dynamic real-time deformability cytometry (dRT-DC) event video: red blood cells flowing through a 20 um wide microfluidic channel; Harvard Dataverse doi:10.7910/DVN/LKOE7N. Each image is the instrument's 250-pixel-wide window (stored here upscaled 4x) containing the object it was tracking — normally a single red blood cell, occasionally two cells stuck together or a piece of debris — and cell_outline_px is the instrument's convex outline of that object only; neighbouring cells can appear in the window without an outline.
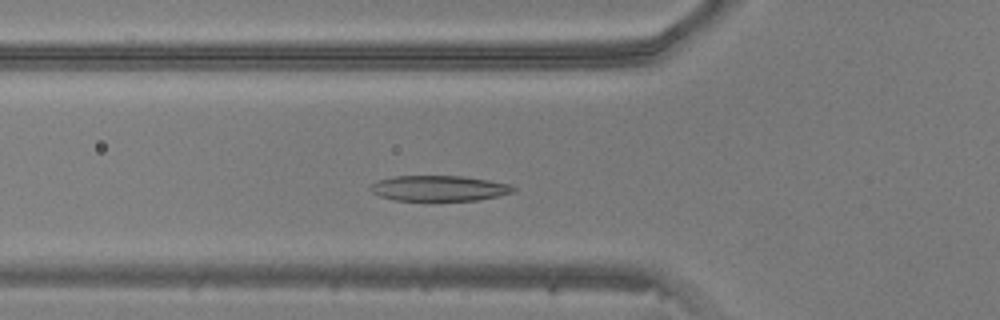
{"species": "common noctule bat (a hibernating species)", "species_latin": "Nyctalus noctula", "temperature_condition": "warm", "stored_images_in_passage": 45, "camera_frame_rate_fps": 3000, "um_per_image_px": 0.085, "animal": {"sex": "male", "body_mass_g": 20.5, "forearm_length_mm": 52.5}, "frame": {"image": 1, "passage_image": 13, "time_ms": 4.0, "image_size_px": [1000, 320], "cell_outline_px": [[516, 192], [500, 196], [480, 200], [396, 200], [380, 196], [372, 192], [368, 188], [376, 180], [392, 176], [464, 176], [488, 180], [508, 184], [516, 188]], "centroid_in_image_um": [37.33, 16.0], "position_along_channel_um": 88.5, "area_um2": 21.33}}
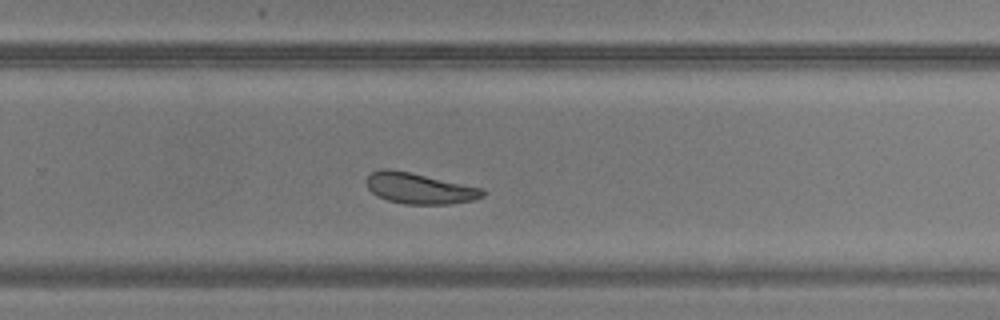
{"frame": {"image": 2, "passage_image": 28, "time_ms": 9.0, "image_size_px": [1000, 320], "cell_outline_px": [[484, 196], [472, 200], [452, 204], [404, 204], [388, 200], [376, 196], [368, 188], [364, 180], [372, 172], [380, 168], [388, 168], [408, 172], [484, 188]], "centroid_in_image_um": [35.62, 16.01], "position_along_channel_um": 294.2, "area_um2": 20.92}}
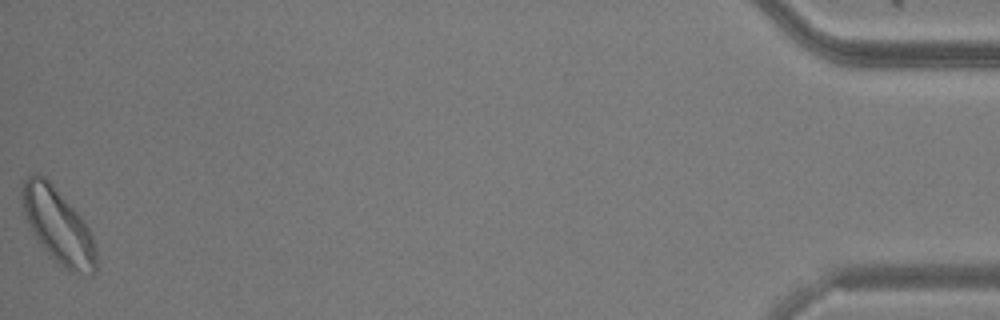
{"frame": {"image": 3, "passage_image": 45, "time_ms": 14.667, "image_size_px": [1000, 320], "cell_outline_px": [[96, 268], [92, 272], [72, 272], [64, 268], [44, 248], [28, 228], [20, 196], [20, 184], [28, 176], [36, 172], [44, 176], [52, 184], [80, 216], [88, 228], [92, 236], [96, 248]], "centroid_in_image_um": [4.87, 19.13], "position_along_channel_um": 430.3, "area_um2": 31.85}}